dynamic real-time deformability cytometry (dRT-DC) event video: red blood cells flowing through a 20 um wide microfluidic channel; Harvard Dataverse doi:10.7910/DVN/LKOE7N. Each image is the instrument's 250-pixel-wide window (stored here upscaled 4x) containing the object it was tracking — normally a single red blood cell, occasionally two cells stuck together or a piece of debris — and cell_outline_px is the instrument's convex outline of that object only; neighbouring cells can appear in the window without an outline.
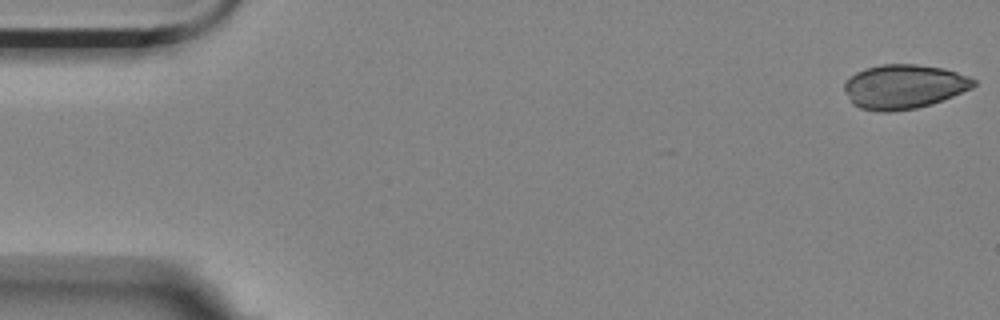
{"species": "Egyptian fruit bat (a non-hibernating species)", "species_latin": "Rousettus aegyptiacus", "temperature_condition": "room temperature", "stored_images_in_passage": 56, "camera_frame_rate_fps": 3000, "um_per_image_px": 0.085, "animal": {"sex": "female"}, "frame": {"image": 1, "passage_image": 1, "time_ms": 0.0, "image_size_px": [1000, 320], "cell_outline_px": [[976, 84], [972, 88], [932, 104], [916, 108], [892, 112], [880, 112], [860, 108], [852, 104], [844, 92], [844, 84], [856, 72], [864, 68], [880, 64], [916, 64], [944, 68], [968, 76], [976, 80]], "centroid_in_image_um": [76.81, 7.36], "position_along_channel_um": 8.2, "area_um2": 33.52}}
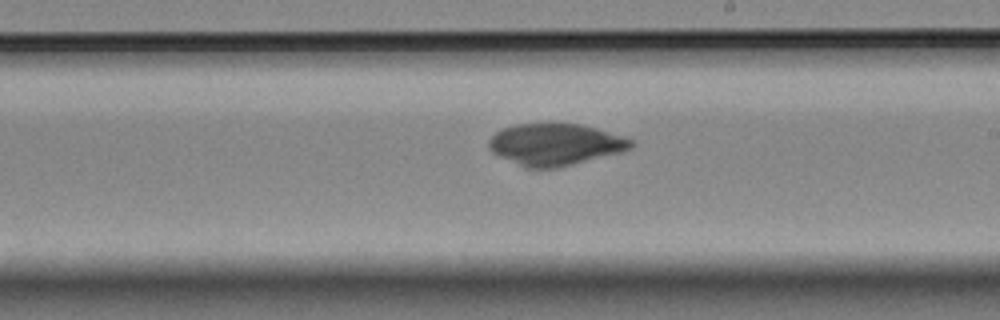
{"frame": {"image": 2, "passage_image": 32, "time_ms": 10.333, "image_size_px": [1000, 320], "cell_outline_px": [[636, 144], [632, 148], [620, 152], [560, 168], [524, 168], [492, 152], [488, 148], [488, 140], [496, 132], [504, 128], [516, 124], [580, 124], [596, 128], [624, 136], [632, 140]], "centroid_in_image_um": [47.21, 12.29], "position_along_channel_um": 241.8, "area_um2": 34.62}}
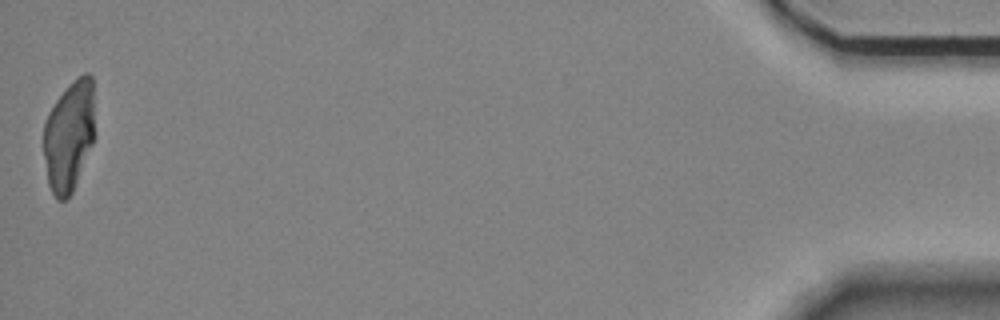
{"frame": {"image": 3, "passage_image": 56, "time_ms": 18.333, "image_size_px": [1000, 320], "cell_outline_px": [[96, 136], [72, 192], [68, 200], [56, 200], [48, 184], [44, 156], [44, 124], [48, 112], [56, 100], [72, 80], [84, 72], [88, 72], [92, 76]], "centroid_in_image_um": [5.9, 11.52], "position_along_channel_um": 429.3, "area_um2": 33.64}}